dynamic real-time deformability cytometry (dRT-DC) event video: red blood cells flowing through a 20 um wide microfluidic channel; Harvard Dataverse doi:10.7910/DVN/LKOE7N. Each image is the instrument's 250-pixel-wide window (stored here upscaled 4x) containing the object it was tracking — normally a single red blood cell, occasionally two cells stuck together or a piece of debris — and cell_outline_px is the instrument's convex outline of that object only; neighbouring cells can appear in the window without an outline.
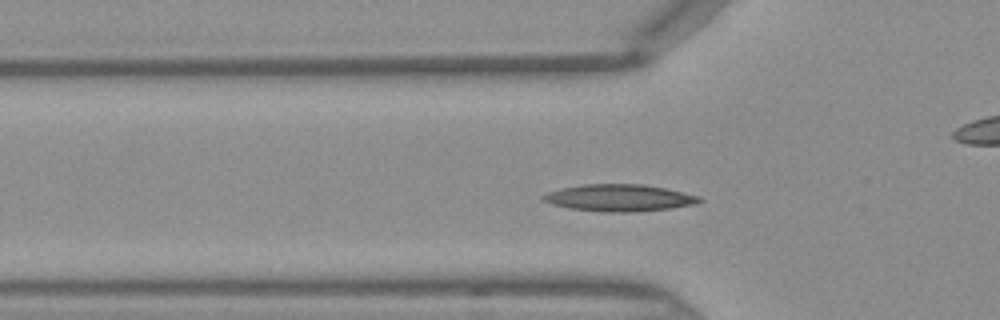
{"species": "Egyptian fruit bat (a non-hibernating species)", "species_latin": "Rousettus aegyptiacus", "temperature_condition": "warm", "stored_images_in_passage": 39, "camera_frame_rate_fps": 3000, "um_per_image_px": 0.085, "frame": {"image": 1, "passage_image": 7, "time_ms": 2.0, "image_size_px": [1000, 320], "cell_outline_px": [[704, 200], [696, 204], [672, 208], [636, 212], [604, 212], [568, 208], [552, 204], [540, 200], [540, 196], [548, 192], [560, 188], [584, 184], [644, 184], [664, 188], [700, 196]], "centroid_in_image_um": [52.62, 16.82], "position_along_channel_um": 73.2, "area_um2": 24.74}}
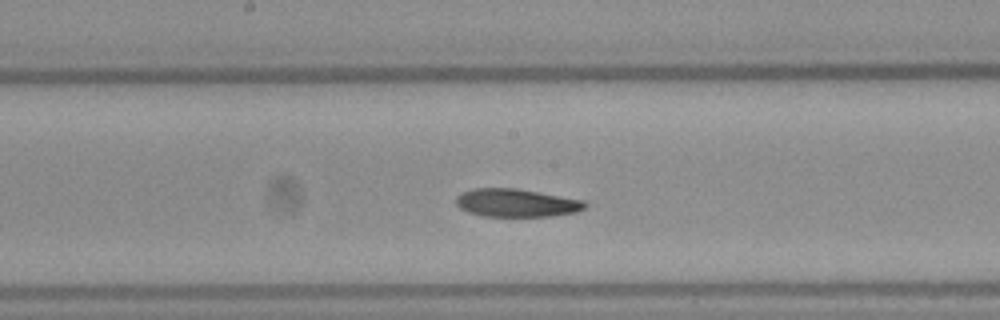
{"frame": {"image": 2, "passage_image": 16, "time_ms": 5.0, "image_size_px": [1000, 320], "cell_outline_px": [[588, 204], [584, 208], [576, 212], [552, 216], [484, 216], [468, 212], [460, 208], [456, 204], [456, 196], [460, 192], [472, 188], [516, 188], [584, 200]], "centroid_in_image_um": [43.87, 17.24], "position_along_channel_um": 204.3, "area_um2": 21.15}}
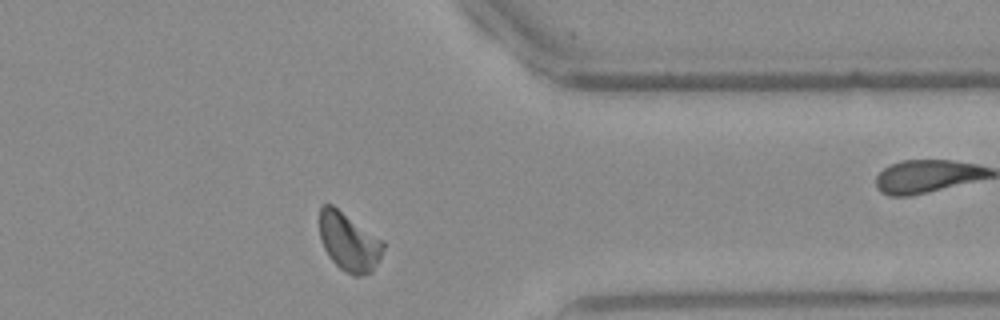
{"frame": {"image": 3, "passage_image": 29, "time_ms": 9.333, "image_size_px": [1000, 320], "cell_outline_px": [[384, 248], [372, 272], [360, 276], [352, 276], [344, 272], [328, 256], [320, 240], [320, 208], [324, 204], [332, 204], [384, 240]], "centroid_in_image_um": [29.66, 20.56], "position_along_channel_um": 381.7, "area_um2": 21.79}}